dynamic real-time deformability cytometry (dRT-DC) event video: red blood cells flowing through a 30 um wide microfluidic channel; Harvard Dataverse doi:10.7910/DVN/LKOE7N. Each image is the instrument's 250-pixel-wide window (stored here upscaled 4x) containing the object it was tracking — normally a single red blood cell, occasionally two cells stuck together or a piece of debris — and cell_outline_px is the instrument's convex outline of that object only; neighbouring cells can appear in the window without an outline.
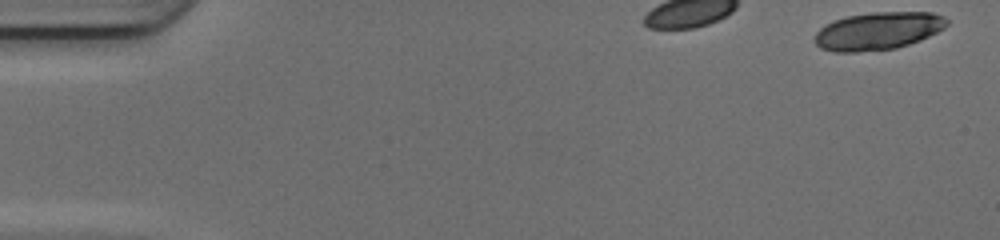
{"species": "common noctule bat (a hibernating species)", "species_latin": "Nyctalus noctula", "temperature_condition": "cold", "stored_images_in_passage": 37, "camera_frame_rate_fps": 3000, "um_per_image_px": 0.085, "animal": {"sex": "female", "body_mass_g": 17.0, "forearm_length_mm": 48.0}, "frame": {"image": 1, "passage_image": 1, "time_ms": 0.0, "image_size_px": [1000, 240], "cell_outline_px": [[948, 24], [944, 28], [920, 40], [896, 48], [856, 52], [836, 52], [820, 48], [812, 40], [816, 32], [824, 24], [832, 20], [848, 16], [872, 12], [932, 12], [944, 16], [948, 20]], "centroid_in_image_um": [74.6, 2.62], "position_along_channel_um": 10.4, "area_um2": 29.19}}
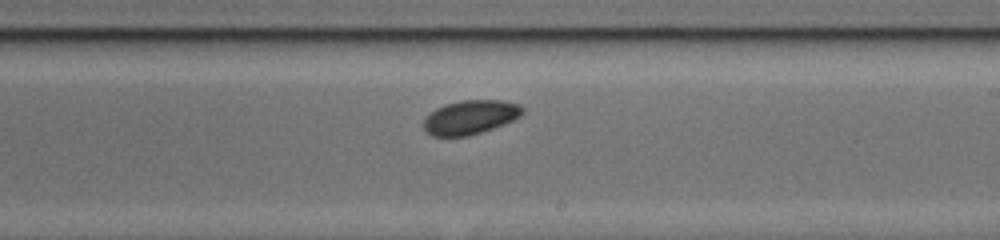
{"frame": {"image": 2, "passage_image": 23, "time_ms": 7.333, "image_size_px": [1000, 240], "cell_outline_px": [[524, 112], [520, 116], [504, 124], [468, 136], [432, 136], [424, 132], [424, 120], [436, 108], [444, 104], [460, 100], [504, 100], [520, 104], [524, 108]], "centroid_in_image_um": [39.99, 9.95], "position_along_channel_um": 249.0, "area_um2": 19.65}}
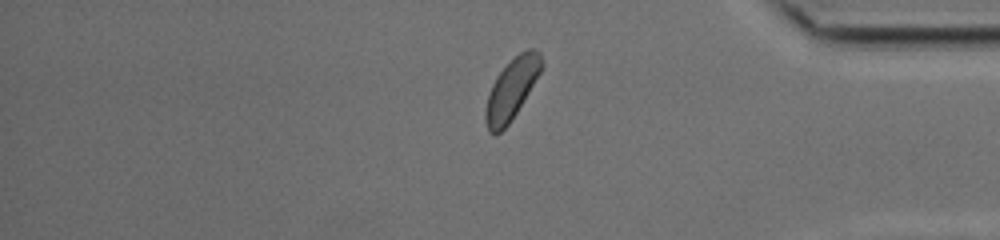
{"frame": {"image": 3, "passage_image": 35, "time_ms": 11.333, "image_size_px": [1000, 240], "cell_outline_px": [[544, 64], [540, 72], [516, 112], [508, 124], [496, 136], [488, 132], [484, 120], [484, 112], [488, 96], [492, 84], [496, 76], [520, 52], [528, 48], [532, 48], [540, 52]], "centroid_in_image_um": [43.47, 7.59], "position_along_channel_um": 391.7, "area_um2": 19.54}, "authors_computed_cell_mechanics": {"area_um2": 19.8254, "velocity_mm_per_s": 4.1286, "shape_relaxation_time_tau1_ms": 2.4165, "shape_relaxation_time_tau2_ms": null, "deformation_change_tau1": 0.0295, "deformation_change_tau2": null}}